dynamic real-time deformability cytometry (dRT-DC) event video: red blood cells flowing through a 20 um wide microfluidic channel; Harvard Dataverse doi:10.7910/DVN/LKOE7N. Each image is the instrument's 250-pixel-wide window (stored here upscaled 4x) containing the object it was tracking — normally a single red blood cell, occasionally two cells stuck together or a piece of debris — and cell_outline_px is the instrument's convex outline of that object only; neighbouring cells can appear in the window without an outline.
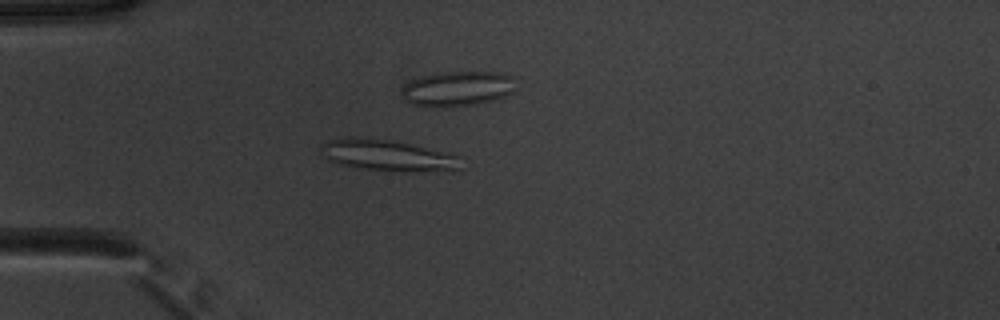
{"species": "common noctule bat (a hibernating species)", "species_latin": "Nyctalus noctula", "temperature_condition": "warm", "stored_images_in_passage": 52, "camera_frame_rate_fps": 3000, "um_per_image_px": 0.085, "animal": {"sex": "male", "body_mass_g": 20.1, "forearm_length_mm": 53.5}, "frame": {"image": 1, "passage_image": 15, "time_ms": 4.667, "image_size_px": [1000, 320], "cell_outline_px": [[460, 172], [400, 172], [356, 168], [336, 164], [328, 160], [320, 152], [320, 144], [328, 140], [348, 136], [352, 136], [388, 140], [408, 144], [460, 156]], "centroid_in_image_um": [32.93, 13.24], "position_along_channel_um": 52.1, "area_um2": 26.13}}
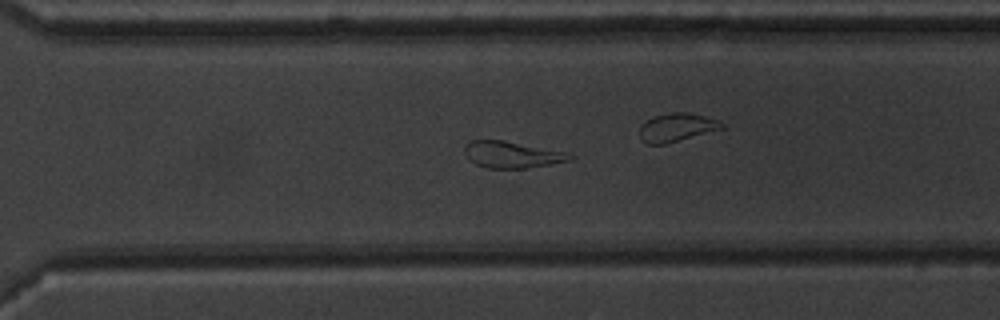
{"frame": {"image": 2, "passage_image": 37, "time_ms": 12.0, "image_size_px": [1000, 320], "cell_outline_px": [[576, 156], [568, 160], [548, 164], [524, 168], [488, 168], [476, 164], [468, 160], [464, 152], [464, 148], [472, 140], [500, 140], [572, 152]], "centroid_in_image_um": [43.54, 13.14], "position_along_channel_um": 327.1, "area_um2": 16.24}}
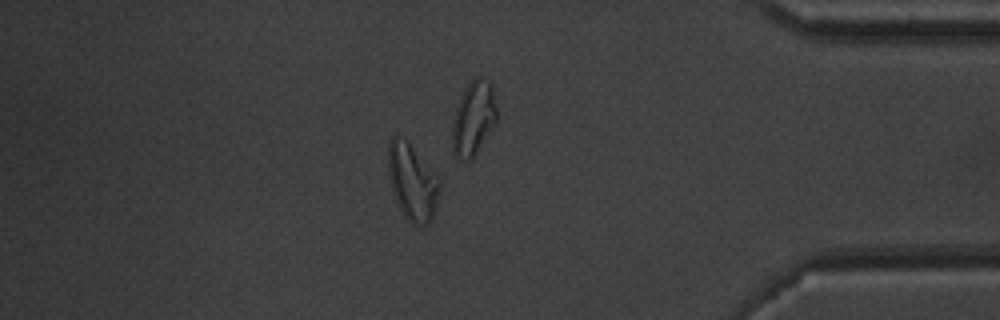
{"frame": {"image": 3, "passage_image": 45, "time_ms": 14.667, "image_size_px": [1000, 320], "cell_outline_px": [[440, 188], [436, 208], [432, 220], [428, 224], [420, 228], [412, 224], [408, 220], [400, 208], [392, 188], [388, 168], [388, 144], [392, 136], [408, 144], [436, 172], [440, 180]], "centroid_in_image_um": [35.09, 15.56], "position_along_channel_um": 400.1, "area_um2": 22.54}, "authors_computed_cell_mechanics": {"area_um2": 20.8369, "velocity_mm_per_s": 3.9307, "shape_relaxation_time_tau1_ms": null, "shape_relaxation_time_tau2_ms": 5.101, "deformation_change_tau1": null, "deformation_change_tau2": 0.1695}}